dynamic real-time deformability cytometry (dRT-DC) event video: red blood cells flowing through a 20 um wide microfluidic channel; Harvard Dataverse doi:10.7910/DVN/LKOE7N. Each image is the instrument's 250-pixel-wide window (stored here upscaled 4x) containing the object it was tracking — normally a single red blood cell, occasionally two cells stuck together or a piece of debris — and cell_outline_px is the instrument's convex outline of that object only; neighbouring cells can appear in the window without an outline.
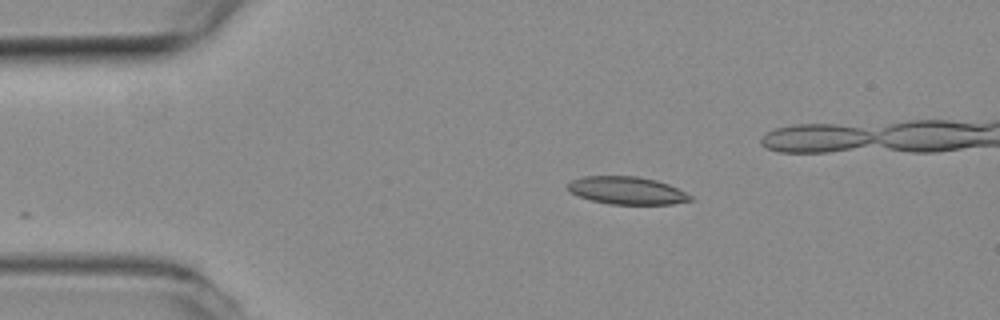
{"species": "common noctule bat (a hibernating species)", "species_latin": "Nyctalus noctula", "temperature_condition": "room temperature", "stored_images_in_passage": 34, "camera_frame_rate_fps": 3000, "um_per_image_px": 0.085, "animal": {"sex": "female", "body_mass_g": 19.3, "forearm_length_mm": 54.1}, "frame": {"image": 1, "passage_image": 1, "time_ms": 0.0, "image_size_px": [1000, 320], "cell_outline_px": [[692, 200], [672, 204], [608, 204], [592, 200], [568, 192], [568, 184], [572, 180], [584, 176], [636, 176], [656, 180], [668, 184], [692, 196]], "centroid_in_image_um": [53.27, 16.19], "position_along_channel_um": 31.7, "area_um2": 19.59}}
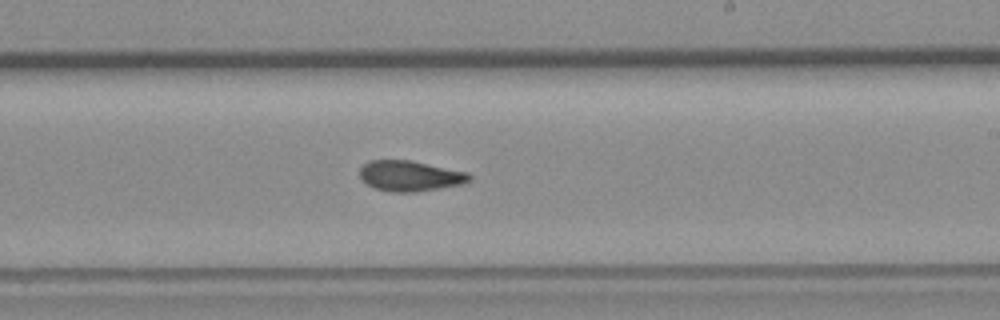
{"frame": {"image": 2, "passage_image": 22, "time_ms": 7.0, "image_size_px": [1000, 320], "cell_outline_px": [[472, 180], [464, 184], [416, 192], [392, 192], [376, 188], [360, 180], [360, 168], [368, 160], [412, 160], [468, 172], [472, 176]], "centroid_in_image_um": [34.88, 14.95], "position_along_channel_um": 254.1, "area_um2": 19.71}}
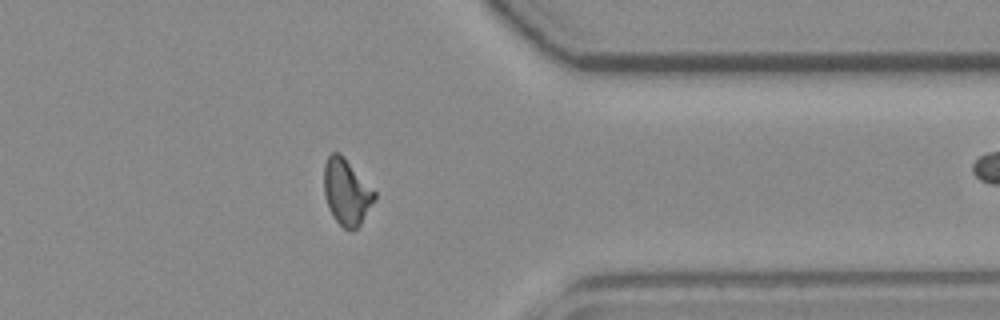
{"frame": {"image": 3, "passage_image": 33, "time_ms": 10.667, "image_size_px": [1000, 320], "cell_outline_px": [[376, 200], [360, 224], [356, 228], [344, 228], [332, 216], [328, 208], [324, 192], [324, 164], [328, 156], [332, 152], [340, 152], [344, 156], [376, 192]], "centroid_in_image_um": [29.46, 16.29], "position_along_channel_um": 381.9, "area_um2": 19.42}}